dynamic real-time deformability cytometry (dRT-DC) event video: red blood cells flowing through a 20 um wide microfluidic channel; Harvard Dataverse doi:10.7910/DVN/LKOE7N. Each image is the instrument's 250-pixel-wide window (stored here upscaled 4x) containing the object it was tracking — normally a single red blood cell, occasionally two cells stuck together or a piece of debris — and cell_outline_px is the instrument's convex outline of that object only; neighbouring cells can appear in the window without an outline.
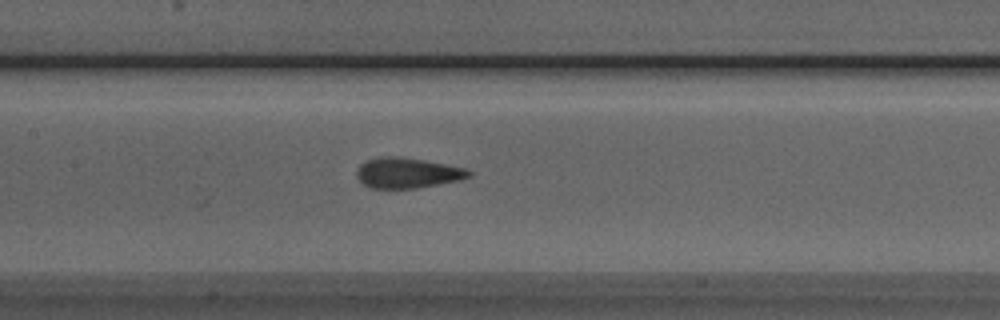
{"species": "Egyptian fruit bat (a non-hibernating species)", "species_latin": "Rousettus aegyptiacus", "temperature_condition": "room temperature", "stored_images_in_passage": 44, "camera_frame_rate_fps": 3000, "um_per_image_px": 0.085, "animal": {"sex": "male"}, "frame": {"image": 1, "passage_image": 22, "time_ms": 7.0, "image_size_px": [1000, 320], "cell_outline_px": [[472, 176], [460, 180], [416, 188], [368, 188], [356, 176], [356, 172], [360, 164], [368, 160], [380, 156], [400, 156], [424, 160], [464, 168], [472, 172]], "centroid_in_image_um": [34.61, 14.69], "position_along_channel_um": 172.8, "area_um2": 19.83}}
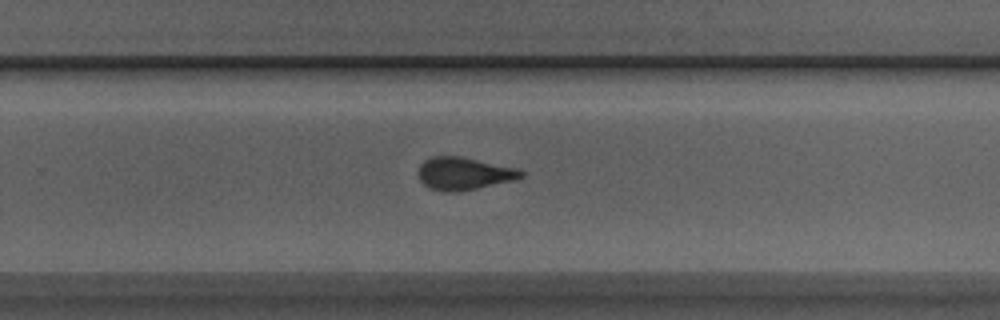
{"frame": {"image": 2, "passage_image": 31, "time_ms": 10.0, "image_size_px": [1000, 320], "cell_outline_px": [[524, 176], [516, 180], [456, 192], [440, 192], [428, 188], [420, 180], [420, 164], [424, 160], [432, 156], [460, 156], [516, 168], [524, 172]], "centroid_in_image_um": [39.43, 14.76], "position_along_channel_um": 290.4, "area_um2": 19.48}}
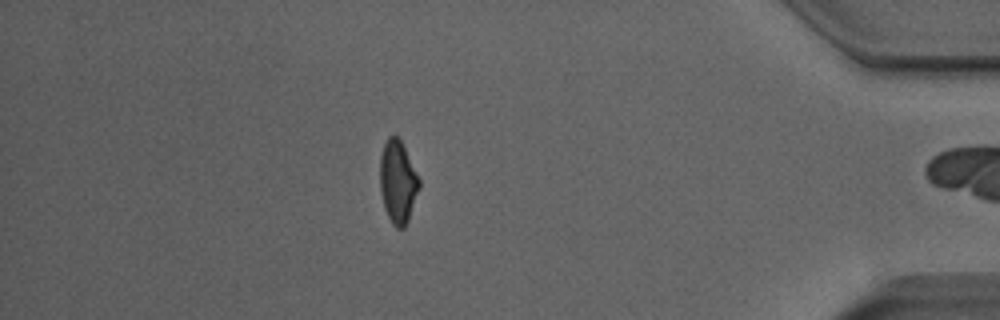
{"frame": {"image": 3, "passage_image": 43, "time_ms": 14.0, "image_size_px": [1000, 320], "cell_outline_px": [[420, 188], [408, 220], [404, 228], [396, 228], [392, 224], [384, 208], [380, 188], [380, 156], [384, 144], [388, 136], [396, 136], [400, 140], [420, 180]], "centroid_in_image_um": [33.81, 15.49], "position_along_channel_um": 401.4, "area_um2": 18.73}, "authors_computed_cell_mechanics": {"area_um2": 20.0855, "velocity_mm_per_s": 3.9398, "shape_relaxation_time_tau1_ms": 6.37, "shape_relaxation_time_tau2_ms": 1.1735, "deformation_change_tau1": 0.1561, "deformation_change_tau2": 0.0592}}